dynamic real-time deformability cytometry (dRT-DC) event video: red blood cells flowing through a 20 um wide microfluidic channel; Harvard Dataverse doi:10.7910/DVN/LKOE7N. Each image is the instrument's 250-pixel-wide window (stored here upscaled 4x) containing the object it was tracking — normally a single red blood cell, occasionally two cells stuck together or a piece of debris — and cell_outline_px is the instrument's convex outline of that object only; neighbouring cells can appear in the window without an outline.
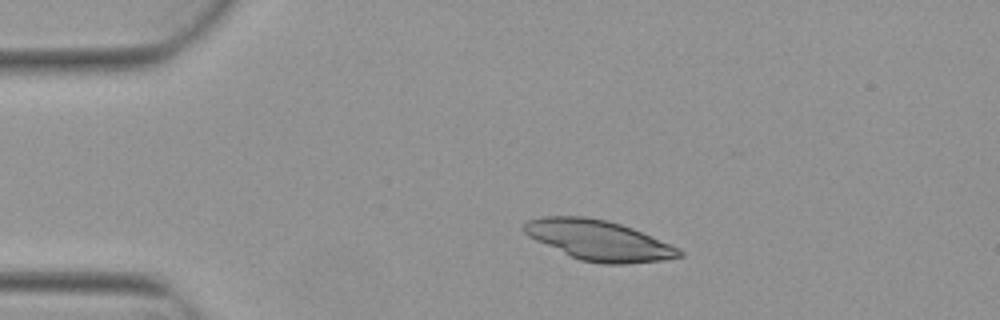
{"species": "Egyptian fruit bat (a non-hibernating species)", "species_latin": "Rousettus aegyptiacus", "temperature_condition": "warm", "stored_images_in_passage": 2, "camera_frame_rate_fps": 3000, "um_per_image_px": 0.085, "animal": {"sex": "female"}, "frame": {"image": 1, "passage_image": 2, "time_ms": 0.333, "image_size_px": [1000, 320], "cell_outline_px": [[684, 256], [660, 260], [624, 264], [604, 264], [580, 260], [536, 240], [528, 236], [524, 232], [524, 224], [528, 220], [544, 216], [584, 216], [604, 220], [620, 224], [632, 228], [680, 248], [684, 252]], "centroid_in_image_um": [50.91, 20.43], "position_along_channel_um": 34.1, "area_um2": 35.89}}